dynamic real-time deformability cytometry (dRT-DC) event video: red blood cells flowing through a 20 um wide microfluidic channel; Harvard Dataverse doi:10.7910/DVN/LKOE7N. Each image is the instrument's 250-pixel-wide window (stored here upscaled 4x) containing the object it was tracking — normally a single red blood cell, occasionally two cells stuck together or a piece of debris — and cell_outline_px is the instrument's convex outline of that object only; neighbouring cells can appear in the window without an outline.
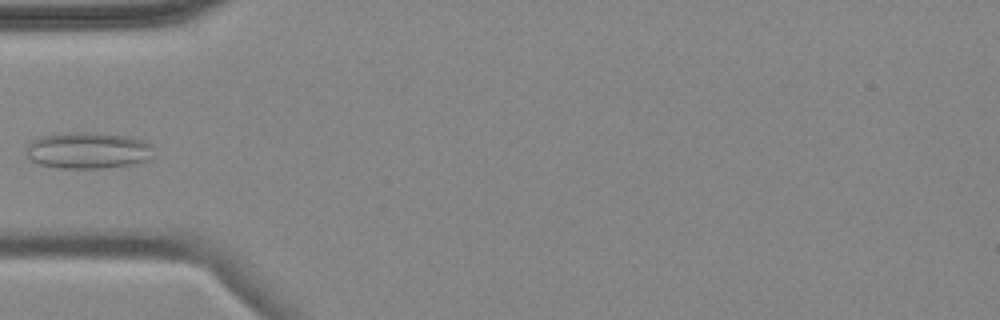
{"species": "common noctule bat (a hibernating species)", "species_latin": "Nyctalus noctula", "temperature_condition": "cold", "stored_images_in_passage": 5, "camera_frame_rate_fps": 3000, "um_per_image_px": 0.085, "animal": {"sex": "female", "body_mass_g": 18.4}, "frame": {"image": 1, "passage_image": 5, "time_ms": 5.0, "image_size_px": [1000, 320], "cell_outline_px": [[152, 144], [148, 160], [132, 164], [100, 168], [60, 168], [40, 164], [32, 160], [24, 152], [28, 144], [32, 140], [40, 136], [68, 132], [96, 132], [132, 136], [148, 140]], "centroid_in_image_um": [7.48, 12.76], "position_along_channel_um": 77.5, "area_um2": 27.34}}